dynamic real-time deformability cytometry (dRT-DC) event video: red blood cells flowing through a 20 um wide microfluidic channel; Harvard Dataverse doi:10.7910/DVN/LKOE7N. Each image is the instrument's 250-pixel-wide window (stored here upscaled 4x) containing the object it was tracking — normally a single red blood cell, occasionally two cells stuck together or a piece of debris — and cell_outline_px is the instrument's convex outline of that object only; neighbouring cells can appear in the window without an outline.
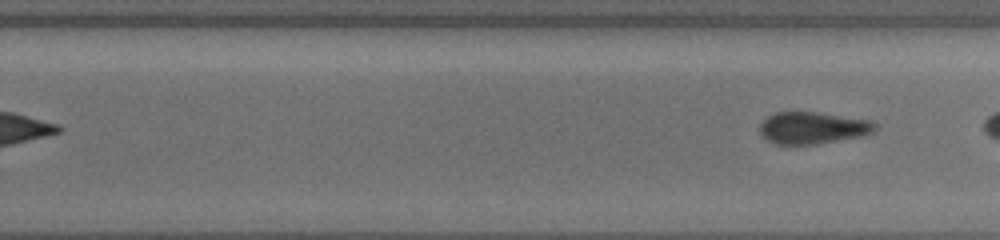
{"species": "common noctule bat (a hibernating species)", "species_latin": "Nyctalus noctula", "temperature_condition": "cold", "stored_images_in_passage": 14, "segment_of_instrument_passage": [2, 2], "camera_frame_rate_fps": 3000, "um_per_image_px": 0.085, "animal": {"sex": "female", "body_mass_g": 19.5, "forearm_length_mm": 54.1}, "frame": {"image": 1, "passage_image": 14, "time_ms": 6.667, "image_size_px": [1000, 240], "cell_outline_px": [[876, 128], [872, 132], [864, 136], [816, 144], [776, 144], [768, 140], [760, 132], [760, 124], [768, 116], [776, 112], [816, 112], [868, 120], [876, 124]], "centroid_in_image_um": [69.08, 10.87], "position_along_channel_um": 260.7, "area_um2": 21.21}}